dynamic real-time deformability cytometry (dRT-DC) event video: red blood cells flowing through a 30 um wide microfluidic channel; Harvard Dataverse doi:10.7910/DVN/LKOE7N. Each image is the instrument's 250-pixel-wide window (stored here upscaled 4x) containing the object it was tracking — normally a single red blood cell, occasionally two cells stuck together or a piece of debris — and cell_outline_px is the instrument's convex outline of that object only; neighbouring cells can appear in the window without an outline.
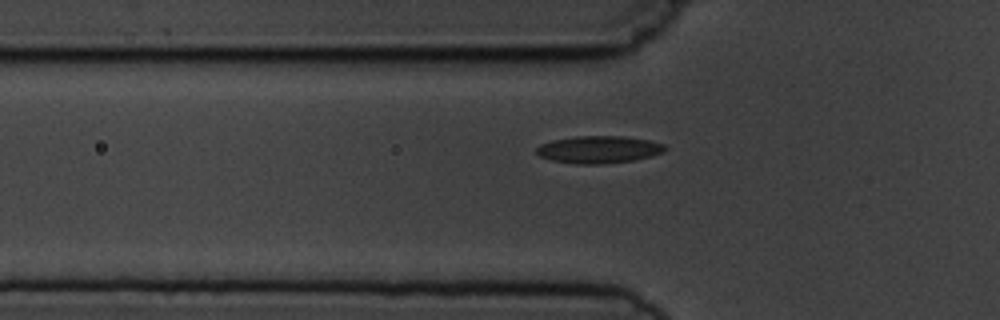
{"species": "common noctule bat (a hibernating species)", "species_latin": "Nyctalus noctula", "temperature_condition": "cold", "stored_images_in_passage": 6, "camera_frame_rate_fps": 3000, "um_per_image_px": 0.085, "animal": {"sex": "male", "body_mass_g": 19.5, "forearm_length_mm": 54.6}, "frame": {"image": 1, "passage_image": 6, "time_ms": 7.667, "image_size_px": [1000, 320], "cell_outline_px": [[668, 148], [664, 152], [652, 156], [632, 160], [600, 164], [576, 164], [552, 160], [540, 156], [536, 152], [536, 148], [540, 144], [552, 140], [576, 136], [624, 136], [648, 140], [664, 144]], "centroid_in_image_um": [50.9, 12.7], "position_along_channel_um": 74.9, "area_um2": 20.46}}